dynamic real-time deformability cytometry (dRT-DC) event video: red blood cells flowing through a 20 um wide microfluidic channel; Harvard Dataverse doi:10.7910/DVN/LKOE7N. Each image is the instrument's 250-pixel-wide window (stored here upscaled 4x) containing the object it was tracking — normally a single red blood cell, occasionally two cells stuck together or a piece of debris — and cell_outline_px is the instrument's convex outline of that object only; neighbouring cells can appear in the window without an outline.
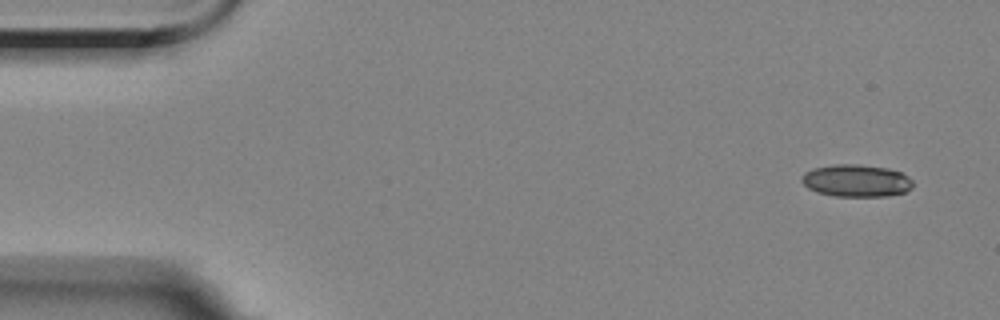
{"species": "Egyptian fruit bat (a non-hibernating species)", "species_latin": "Rousettus aegyptiacus", "temperature_condition": "room temperature", "stored_images_in_passage": 6, "camera_frame_rate_fps": 3000, "um_per_image_px": 0.085, "animal": {"sex": "female"}, "frame": {"image": 1, "passage_image": 1, "time_ms": 0.0, "image_size_px": [1000, 320], "cell_outline_px": [[912, 188], [904, 192], [888, 196], [836, 196], [816, 192], [808, 188], [800, 180], [804, 172], [812, 168], [836, 164], [856, 164], [888, 168], [900, 172], [908, 176], [912, 180]], "centroid_in_image_um": [72.77, 15.35], "position_along_channel_um": 12.2, "area_um2": 20.98}}
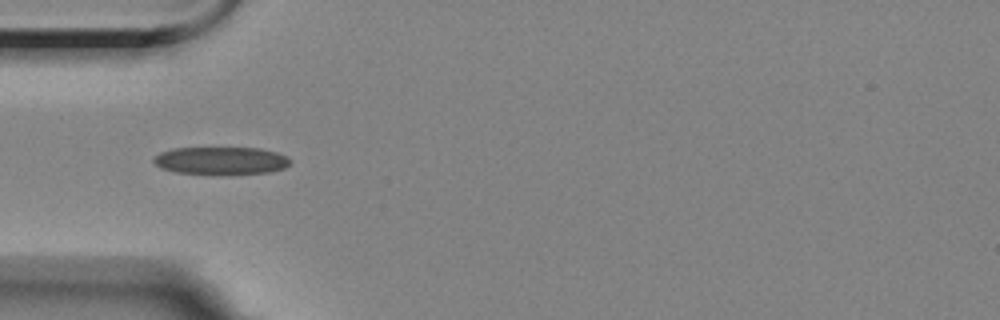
{"frame": {"image": 2, "passage_image": 5, "time_ms": 4.667, "image_size_px": [1000, 320], "cell_outline_px": [[292, 164], [284, 168], [272, 172], [224, 176], [212, 176], [176, 172], [160, 168], [152, 160], [160, 152], [172, 148], [260, 148], [276, 152], [288, 156], [292, 160]], "centroid_in_image_um": [18.83, 13.69], "position_along_channel_um": 66.2, "area_um2": 22.95}}
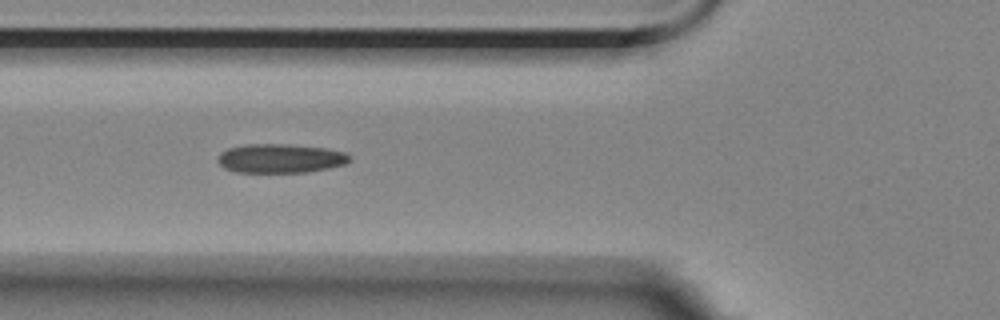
{"frame": {"image": 3, "passage_image": 6, "time_ms": 5.667, "image_size_px": [1000, 320], "cell_outline_px": [[352, 156], [344, 164], [328, 168], [304, 172], [236, 172], [224, 168], [216, 160], [220, 152], [228, 148], [248, 144], [288, 144], [324, 148], [344, 152]], "centroid_in_image_um": [23.79, 13.46], "position_along_channel_um": 102.0, "area_um2": 22.2}}